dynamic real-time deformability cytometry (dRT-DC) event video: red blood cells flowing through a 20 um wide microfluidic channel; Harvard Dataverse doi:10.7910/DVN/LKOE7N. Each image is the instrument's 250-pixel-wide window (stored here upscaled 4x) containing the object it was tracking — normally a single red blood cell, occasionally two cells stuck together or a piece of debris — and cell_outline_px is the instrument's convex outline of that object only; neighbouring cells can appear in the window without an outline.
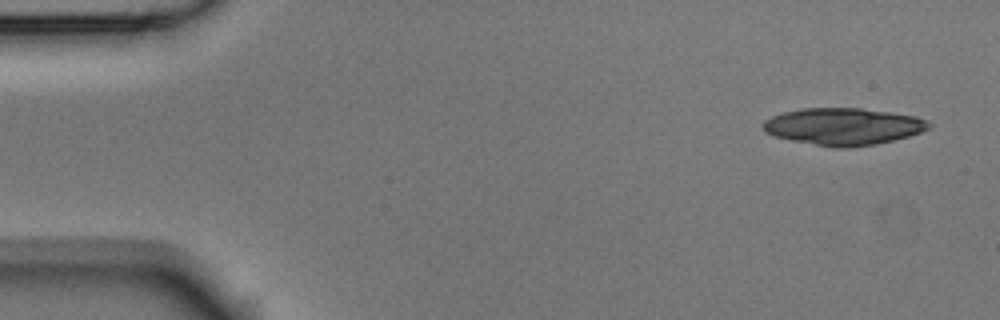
{"species": "Egyptian fruit bat (a non-hibernating species)", "species_latin": "Rousettus aegyptiacus", "temperature_condition": "room temperature", "stored_images_in_passage": 10, "camera_frame_rate_fps": 3000, "um_per_image_px": 0.085, "animal": {"sex": "male"}, "frame": {"image": 1, "passage_image": 1, "time_ms": 0.0, "image_size_px": [1000, 320], "cell_outline_px": [[932, 124], [928, 128], [920, 132], [908, 136], [876, 144], [848, 148], [832, 148], [772, 136], [764, 132], [760, 128], [760, 124], [764, 120], [772, 116], [784, 112], [804, 108], [860, 108], [892, 112], [916, 116], [928, 120]], "centroid_in_image_um": [71.64, 10.75], "position_along_channel_um": 13.4, "area_um2": 36.07}}
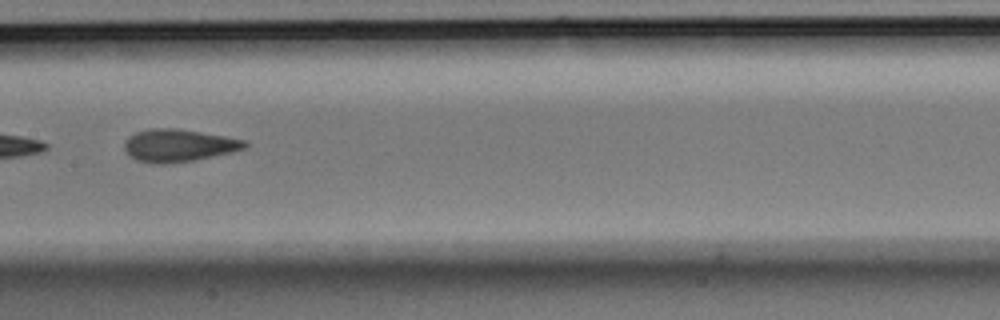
{"frame": {"image": 2, "passage_image": 7, "time_ms": 2.0, "image_size_px": [1000, 320], "cell_outline_px": [[248, 148], [232, 152], [196, 160], [172, 164], [152, 164], [136, 160], [124, 148], [124, 140], [128, 136], [136, 132], [148, 128], [176, 128], [248, 140]], "centroid_in_image_um": [15.2, 12.37], "position_along_channel_um": 192.2, "area_um2": 23.18}}
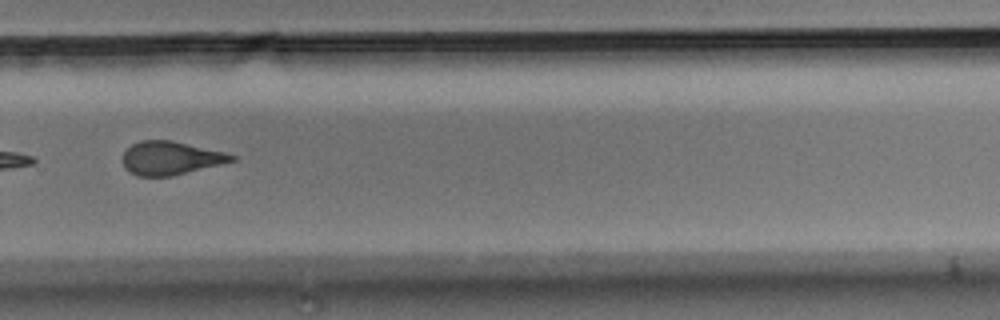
{"frame": {"image": 3, "passage_image": 10, "time_ms": 3.0, "image_size_px": [1000, 320], "cell_outline_px": [[236, 160], [172, 176], [136, 176], [128, 172], [124, 168], [124, 152], [132, 144], [140, 140], [172, 140], [224, 152], [236, 156]], "centroid_in_image_um": [14.48, 13.44], "position_along_channel_um": 315.3, "area_um2": 21.1}}